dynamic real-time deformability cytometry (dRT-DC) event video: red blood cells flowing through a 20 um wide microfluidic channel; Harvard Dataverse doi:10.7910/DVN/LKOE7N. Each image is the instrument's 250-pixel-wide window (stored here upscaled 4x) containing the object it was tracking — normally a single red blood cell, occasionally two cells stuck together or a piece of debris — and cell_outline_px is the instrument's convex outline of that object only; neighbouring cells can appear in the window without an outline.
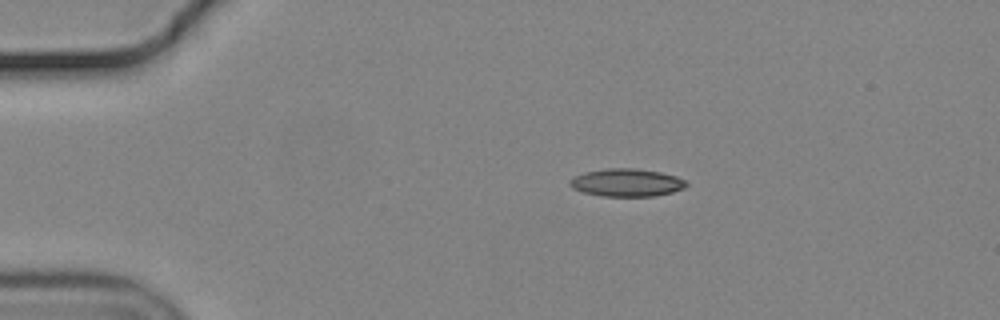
{"species": "common noctule bat (a hibernating species)", "species_latin": "Nyctalus noctula", "temperature_condition": "cold", "stored_images_in_passage": 46, "camera_frame_rate_fps": 3000, "um_per_image_px": 0.085, "animal": {"sex": "male", "body_mass_g": 19.2, "forearm_length_mm": 51.8}, "frame": {"image": 1, "passage_image": 1, "time_ms": 0.0, "image_size_px": [1000, 320], "cell_outline_px": [[688, 184], [684, 188], [672, 192], [656, 196], [600, 196], [584, 192], [572, 188], [568, 184], [568, 180], [584, 172], [608, 168], [632, 168], [660, 172], [676, 176], [684, 180]], "centroid_in_image_um": [53.25, 15.52], "position_along_channel_um": 31.8, "area_um2": 18.84}}
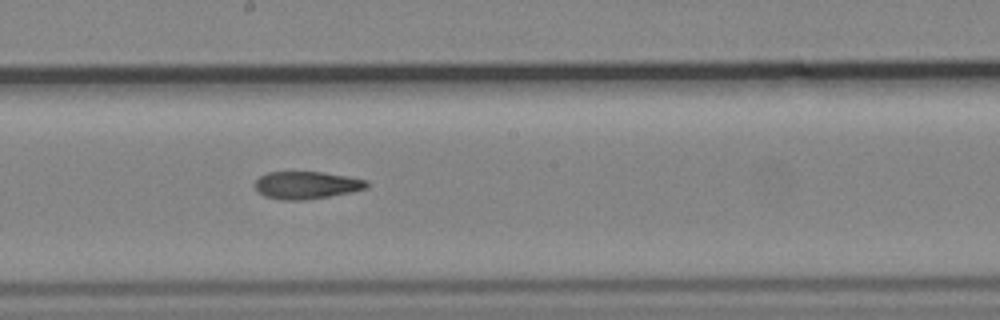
{"frame": {"image": 2, "passage_image": 21, "time_ms": 6.667, "image_size_px": [1000, 320], "cell_outline_px": [[368, 188], [352, 192], [304, 200], [280, 200], [264, 196], [256, 188], [256, 180], [260, 176], [268, 172], [324, 172], [368, 180]], "centroid_in_image_um": [26.08, 15.74], "position_along_channel_um": 222.1, "area_um2": 17.86}}
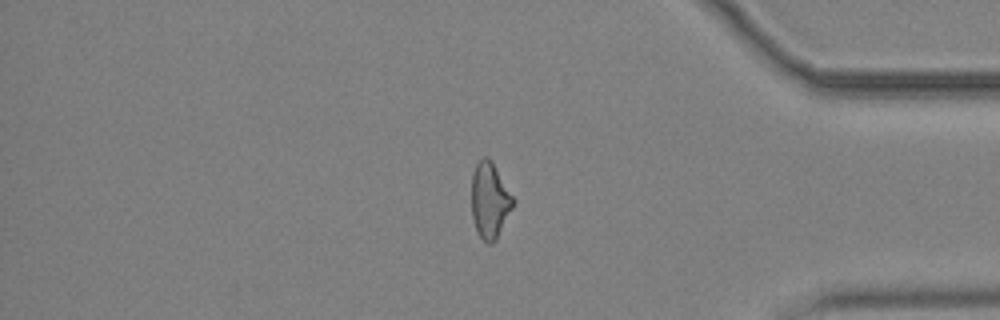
{"frame": {"image": 3, "passage_image": 37, "time_ms": 12.0, "image_size_px": [1000, 320], "cell_outline_px": [[516, 200], [496, 240], [492, 244], [488, 244], [476, 232], [472, 216], [472, 172], [476, 164], [484, 156], [488, 156], [492, 160]], "centroid_in_image_um": [41.64, 17.01], "position_along_channel_um": 393.6, "area_um2": 18.55}, "authors_computed_cell_mechanics": {"area_um2": 18.6116, "velocity_mm_per_s": 3.6769, "shape_relaxation_time_tau1_ms": null, "shape_relaxation_time_tau2_ms": 6.93, "deformation_change_tau1": null, "deformation_change_tau2": 0.1767}}